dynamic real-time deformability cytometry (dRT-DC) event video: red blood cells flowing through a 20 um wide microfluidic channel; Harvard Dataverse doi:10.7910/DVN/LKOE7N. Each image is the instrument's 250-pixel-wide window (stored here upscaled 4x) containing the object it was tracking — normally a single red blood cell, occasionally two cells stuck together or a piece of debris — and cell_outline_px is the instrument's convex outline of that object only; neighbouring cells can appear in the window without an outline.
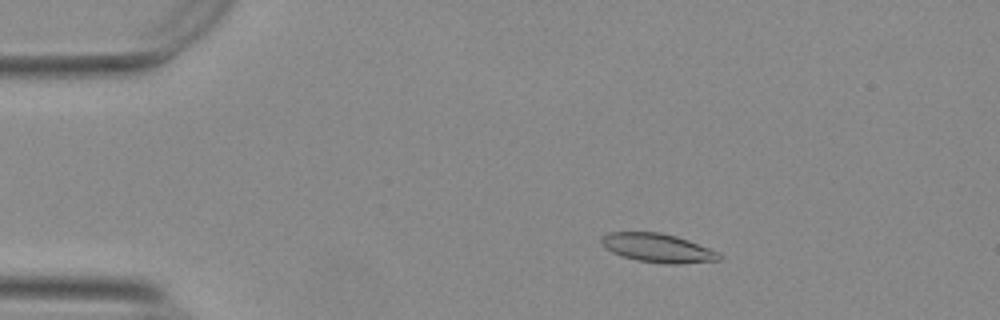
{"species": "Egyptian fruit bat (a non-hibernating species)", "species_latin": "Rousettus aegyptiacus", "temperature_condition": "warm", "stored_images_in_passage": 53, "camera_frame_rate_fps": 3000, "um_per_image_px": 0.085, "animal": {"sex": "female"}, "frame": {"image": 1, "passage_image": 8, "time_ms": 2.333, "image_size_px": [1000, 320], "cell_outline_px": [[724, 256], [720, 260], [676, 264], [668, 264], [636, 260], [612, 252], [600, 240], [600, 236], [608, 232], [660, 232], [676, 236], [688, 240], [720, 252]], "centroid_in_image_um": [55.95, 21.07], "position_along_channel_um": 29.1, "area_um2": 19.71}}
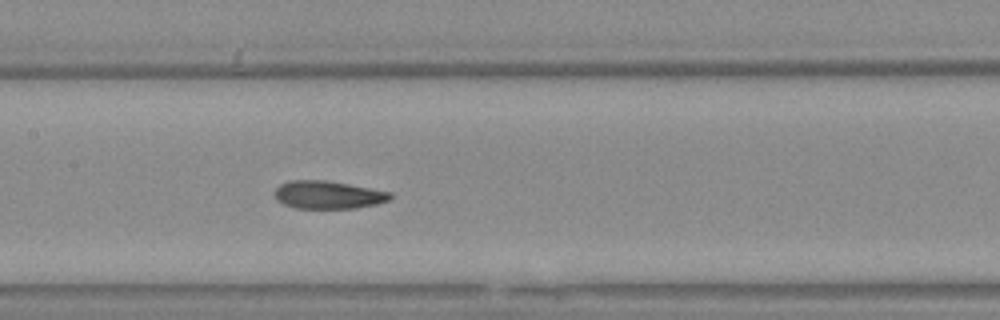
{"frame": {"image": 2, "passage_image": 25, "time_ms": 8.0, "image_size_px": [1000, 320], "cell_outline_px": [[392, 196], [388, 200], [376, 204], [356, 208], [296, 208], [284, 204], [276, 200], [272, 192], [280, 184], [288, 180], [324, 180], [348, 184], [392, 192]], "centroid_in_image_um": [27.84, 16.55], "position_along_channel_um": 179.6, "area_um2": 18.84}}
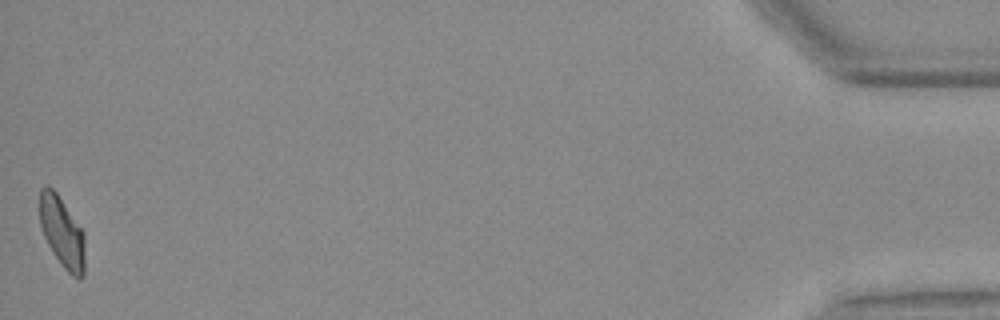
{"frame": {"image": 3, "passage_image": 53, "time_ms": 17.333, "image_size_px": [1000, 320], "cell_outline_px": [[84, 276], [80, 280], [72, 276], [60, 264], [48, 244], [44, 236], [40, 224], [40, 188], [52, 188], [56, 192], [84, 232]], "centroid_in_image_um": [5.29, 19.79], "position_along_channel_um": 429.9, "area_um2": 18.44}, "authors_computed_cell_mechanics": {"area_um2": 19.1318, "velocity_mm_per_s": 3.712, "shape_relaxation_time_tau1_ms": 4.1382, "shape_relaxation_time_tau2_ms": 1.7143, "deformation_change_tau1": 0.1532, "deformation_change_tau2": 0.0868}}